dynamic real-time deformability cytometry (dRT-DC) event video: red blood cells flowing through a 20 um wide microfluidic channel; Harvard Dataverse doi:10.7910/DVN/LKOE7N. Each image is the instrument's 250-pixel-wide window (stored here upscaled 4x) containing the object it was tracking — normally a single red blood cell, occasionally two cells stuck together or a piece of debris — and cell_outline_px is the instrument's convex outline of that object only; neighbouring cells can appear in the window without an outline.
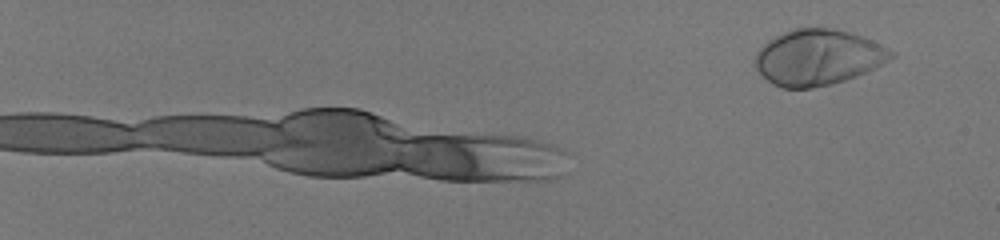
{"species": "human", "species_latin": "Homo sapiens", "temperature_condition": "room temperature", "stored_images_in_passage": 19, "camera_frame_rate_fps": 3000, "um_per_image_px": 0.085, "donor": {"sex": "male"}, "frame": {"image": 1, "passage_image": 19, "time_ms": 6.0, "image_size_px": [1000, 240], "cell_outline_px": [[896, 56], [856, 76], [832, 84], [812, 88], [784, 88], [772, 84], [756, 68], [756, 52], [768, 40], [776, 36], [796, 28], [832, 28], [852, 32], [872, 40], [896, 52]], "centroid_in_image_um": [69.54, 4.87], "position_along_channel_um": 15.5, "area_um2": 43.81}}